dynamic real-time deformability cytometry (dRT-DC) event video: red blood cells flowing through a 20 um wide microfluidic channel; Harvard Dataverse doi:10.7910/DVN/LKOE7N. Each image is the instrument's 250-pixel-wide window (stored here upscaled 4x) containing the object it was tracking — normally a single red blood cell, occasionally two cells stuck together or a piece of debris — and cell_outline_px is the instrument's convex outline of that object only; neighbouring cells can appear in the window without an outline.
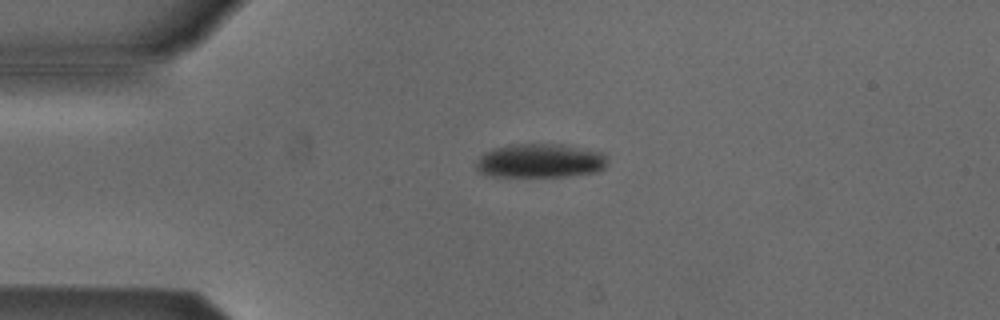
{"species": "Egyptian fruit bat (a non-hibernating species)", "species_latin": "Rousettus aegyptiacus", "temperature_condition": "cold", "stored_images_in_passage": 5, "camera_frame_rate_fps": 3000, "um_per_image_px": 0.085, "animal": {"sex": "male"}, "frame": {"image": 1, "passage_image": 1, "time_ms": 0.0, "image_size_px": [1000, 320], "cell_outline_px": [[608, 164], [604, 168], [596, 172], [568, 176], [492, 176], [480, 172], [476, 168], [476, 160], [484, 152], [492, 148], [508, 144], [564, 144], [604, 152], [608, 156]], "centroid_in_image_um": [45.95, 13.65], "position_along_channel_um": 39.1, "area_um2": 26.41}}